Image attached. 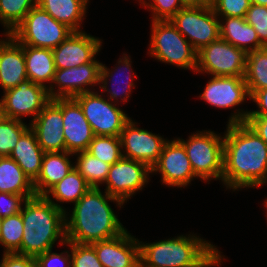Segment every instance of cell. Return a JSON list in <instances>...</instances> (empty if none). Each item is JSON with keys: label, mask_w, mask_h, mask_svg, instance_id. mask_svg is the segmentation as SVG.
<instances>
[{"label": "cell", "mask_w": 267, "mask_h": 267, "mask_svg": "<svg viewBox=\"0 0 267 267\" xmlns=\"http://www.w3.org/2000/svg\"><path fill=\"white\" fill-rule=\"evenodd\" d=\"M222 183L235 191L267 183V144L245 122L227 124Z\"/></svg>", "instance_id": "1"}, {"label": "cell", "mask_w": 267, "mask_h": 267, "mask_svg": "<svg viewBox=\"0 0 267 267\" xmlns=\"http://www.w3.org/2000/svg\"><path fill=\"white\" fill-rule=\"evenodd\" d=\"M104 193L100 187H91L74 204L71 215L65 212L66 241L92 244L117 237L126 230L108 202H114L120 208L124 203L106 191Z\"/></svg>", "instance_id": "2"}, {"label": "cell", "mask_w": 267, "mask_h": 267, "mask_svg": "<svg viewBox=\"0 0 267 267\" xmlns=\"http://www.w3.org/2000/svg\"><path fill=\"white\" fill-rule=\"evenodd\" d=\"M140 267H215L225 258L216 246L196 234L144 243L139 240Z\"/></svg>", "instance_id": "3"}, {"label": "cell", "mask_w": 267, "mask_h": 267, "mask_svg": "<svg viewBox=\"0 0 267 267\" xmlns=\"http://www.w3.org/2000/svg\"><path fill=\"white\" fill-rule=\"evenodd\" d=\"M21 215L23 238L18 254L36 257L52 250L56 241L65 245V211L56 207L45 196L35 195L26 199Z\"/></svg>", "instance_id": "4"}, {"label": "cell", "mask_w": 267, "mask_h": 267, "mask_svg": "<svg viewBox=\"0 0 267 267\" xmlns=\"http://www.w3.org/2000/svg\"><path fill=\"white\" fill-rule=\"evenodd\" d=\"M148 54L185 70L196 71L197 51L170 20L151 21Z\"/></svg>", "instance_id": "5"}, {"label": "cell", "mask_w": 267, "mask_h": 267, "mask_svg": "<svg viewBox=\"0 0 267 267\" xmlns=\"http://www.w3.org/2000/svg\"><path fill=\"white\" fill-rule=\"evenodd\" d=\"M189 139L177 138L185 147L195 176L204 182L221 180L223 176L224 137L210 130L191 134Z\"/></svg>", "instance_id": "6"}, {"label": "cell", "mask_w": 267, "mask_h": 267, "mask_svg": "<svg viewBox=\"0 0 267 267\" xmlns=\"http://www.w3.org/2000/svg\"><path fill=\"white\" fill-rule=\"evenodd\" d=\"M73 32L67 25L58 22L36 5L10 35L20 45L53 50Z\"/></svg>", "instance_id": "7"}, {"label": "cell", "mask_w": 267, "mask_h": 267, "mask_svg": "<svg viewBox=\"0 0 267 267\" xmlns=\"http://www.w3.org/2000/svg\"><path fill=\"white\" fill-rule=\"evenodd\" d=\"M93 90L74 98L80 104L94 135L120 137L125 123L131 117L117 107L116 103L104 98L101 91L98 93L95 89Z\"/></svg>", "instance_id": "8"}, {"label": "cell", "mask_w": 267, "mask_h": 267, "mask_svg": "<svg viewBox=\"0 0 267 267\" xmlns=\"http://www.w3.org/2000/svg\"><path fill=\"white\" fill-rule=\"evenodd\" d=\"M248 53L218 38L197 52L196 73L244 76Z\"/></svg>", "instance_id": "9"}, {"label": "cell", "mask_w": 267, "mask_h": 267, "mask_svg": "<svg viewBox=\"0 0 267 267\" xmlns=\"http://www.w3.org/2000/svg\"><path fill=\"white\" fill-rule=\"evenodd\" d=\"M170 21L197 52L220 38L219 18L211 5L183 7Z\"/></svg>", "instance_id": "10"}, {"label": "cell", "mask_w": 267, "mask_h": 267, "mask_svg": "<svg viewBox=\"0 0 267 267\" xmlns=\"http://www.w3.org/2000/svg\"><path fill=\"white\" fill-rule=\"evenodd\" d=\"M151 168L140 161L122 157L119 161L110 165L105 180V191L112 197L127 202L139 190L149 182Z\"/></svg>", "instance_id": "11"}, {"label": "cell", "mask_w": 267, "mask_h": 267, "mask_svg": "<svg viewBox=\"0 0 267 267\" xmlns=\"http://www.w3.org/2000/svg\"><path fill=\"white\" fill-rule=\"evenodd\" d=\"M101 65L102 63L95 59L76 67L56 69L53 82L48 87L49 97L74 98L79 94L91 92L90 87L100 85Z\"/></svg>", "instance_id": "12"}, {"label": "cell", "mask_w": 267, "mask_h": 267, "mask_svg": "<svg viewBox=\"0 0 267 267\" xmlns=\"http://www.w3.org/2000/svg\"><path fill=\"white\" fill-rule=\"evenodd\" d=\"M1 98L6 118L22 120L25 116H32L31 121L51 100L47 87L33 83L29 79L4 91Z\"/></svg>", "instance_id": "13"}, {"label": "cell", "mask_w": 267, "mask_h": 267, "mask_svg": "<svg viewBox=\"0 0 267 267\" xmlns=\"http://www.w3.org/2000/svg\"><path fill=\"white\" fill-rule=\"evenodd\" d=\"M151 170L152 174L159 172L161 183L169 187L184 188L197 178L186 149L177 138L165 142L159 160Z\"/></svg>", "instance_id": "14"}, {"label": "cell", "mask_w": 267, "mask_h": 267, "mask_svg": "<svg viewBox=\"0 0 267 267\" xmlns=\"http://www.w3.org/2000/svg\"><path fill=\"white\" fill-rule=\"evenodd\" d=\"M137 125L130 118L123 127L120 135L122 156L143 162L152 168L159 160L162 148L168 139Z\"/></svg>", "instance_id": "15"}, {"label": "cell", "mask_w": 267, "mask_h": 267, "mask_svg": "<svg viewBox=\"0 0 267 267\" xmlns=\"http://www.w3.org/2000/svg\"><path fill=\"white\" fill-rule=\"evenodd\" d=\"M29 125L45 153L66 151L62 98L51 99Z\"/></svg>", "instance_id": "16"}, {"label": "cell", "mask_w": 267, "mask_h": 267, "mask_svg": "<svg viewBox=\"0 0 267 267\" xmlns=\"http://www.w3.org/2000/svg\"><path fill=\"white\" fill-rule=\"evenodd\" d=\"M101 47V39L85 31L73 32L52 50L55 68L65 69L93 62Z\"/></svg>", "instance_id": "17"}, {"label": "cell", "mask_w": 267, "mask_h": 267, "mask_svg": "<svg viewBox=\"0 0 267 267\" xmlns=\"http://www.w3.org/2000/svg\"><path fill=\"white\" fill-rule=\"evenodd\" d=\"M103 267H140V245L127 230L117 237L91 244Z\"/></svg>", "instance_id": "18"}, {"label": "cell", "mask_w": 267, "mask_h": 267, "mask_svg": "<svg viewBox=\"0 0 267 267\" xmlns=\"http://www.w3.org/2000/svg\"><path fill=\"white\" fill-rule=\"evenodd\" d=\"M63 134L66 152L87 151L94 132L75 98H62Z\"/></svg>", "instance_id": "19"}, {"label": "cell", "mask_w": 267, "mask_h": 267, "mask_svg": "<svg viewBox=\"0 0 267 267\" xmlns=\"http://www.w3.org/2000/svg\"><path fill=\"white\" fill-rule=\"evenodd\" d=\"M211 78L199 96L211 106L231 109L250 98L244 76H211Z\"/></svg>", "instance_id": "20"}, {"label": "cell", "mask_w": 267, "mask_h": 267, "mask_svg": "<svg viewBox=\"0 0 267 267\" xmlns=\"http://www.w3.org/2000/svg\"><path fill=\"white\" fill-rule=\"evenodd\" d=\"M0 39V86L3 92L27 80L23 47L10 35Z\"/></svg>", "instance_id": "21"}, {"label": "cell", "mask_w": 267, "mask_h": 267, "mask_svg": "<svg viewBox=\"0 0 267 267\" xmlns=\"http://www.w3.org/2000/svg\"><path fill=\"white\" fill-rule=\"evenodd\" d=\"M117 63H118V65H116L115 68H113L112 70H110V68H107L106 65L102 63L101 70H100V85H99L100 90L101 91L103 90V92H101V93L108 92L107 93L108 96L106 94L105 97H108V100H110L111 102L116 103V104L119 103V100H118L119 98H120V103H121V101L126 103L129 99L130 95H131L132 87H135V83H133L135 76H133L134 72L131 71L132 70V68H131L132 61L130 59V56L123 53L122 58H119ZM121 66H123V67H121ZM125 71L128 73V76L125 77V81H124L123 77L127 73L122 78H121V74L123 72L125 73ZM121 80H122V82H121ZM108 83H110L111 88H108L109 87ZM121 83H123L122 86H121ZM116 85H119V86L116 87ZM119 87L121 88L120 90H119Z\"/></svg>", "instance_id": "22"}, {"label": "cell", "mask_w": 267, "mask_h": 267, "mask_svg": "<svg viewBox=\"0 0 267 267\" xmlns=\"http://www.w3.org/2000/svg\"><path fill=\"white\" fill-rule=\"evenodd\" d=\"M69 152H46L43 155L41 171L33 182L36 195L45 196L46 193L60 182L73 168Z\"/></svg>", "instance_id": "23"}, {"label": "cell", "mask_w": 267, "mask_h": 267, "mask_svg": "<svg viewBox=\"0 0 267 267\" xmlns=\"http://www.w3.org/2000/svg\"><path fill=\"white\" fill-rule=\"evenodd\" d=\"M220 38L247 53L265 46L260 42L253 26L240 17H218Z\"/></svg>", "instance_id": "24"}, {"label": "cell", "mask_w": 267, "mask_h": 267, "mask_svg": "<svg viewBox=\"0 0 267 267\" xmlns=\"http://www.w3.org/2000/svg\"><path fill=\"white\" fill-rule=\"evenodd\" d=\"M44 153L37 142L35 133L29 127L21 135L9 157L15 160L23 172L34 182L40 174Z\"/></svg>", "instance_id": "25"}, {"label": "cell", "mask_w": 267, "mask_h": 267, "mask_svg": "<svg viewBox=\"0 0 267 267\" xmlns=\"http://www.w3.org/2000/svg\"><path fill=\"white\" fill-rule=\"evenodd\" d=\"M21 46L24 50L27 78L33 83L50 87L56 70L52 50L28 45Z\"/></svg>", "instance_id": "26"}, {"label": "cell", "mask_w": 267, "mask_h": 267, "mask_svg": "<svg viewBox=\"0 0 267 267\" xmlns=\"http://www.w3.org/2000/svg\"><path fill=\"white\" fill-rule=\"evenodd\" d=\"M89 0H37V5L74 32H82Z\"/></svg>", "instance_id": "27"}, {"label": "cell", "mask_w": 267, "mask_h": 267, "mask_svg": "<svg viewBox=\"0 0 267 267\" xmlns=\"http://www.w3.org/2000/svg\"><path fill=\"white\" fill-rule=\"evenodd\" d=\"M0 192L22 195L25 199L36 195L33 182L9 156L0 157Z\"/></svg>", "instance_id": "28"}, {"label": "cell", "mask_w": 267, "mask_h": 267, "mask_svg": "<svg viewBox=\"0 0 267 267\" xmlns=\"http://www.w3.org/2000/svg\"><path fill=\"white\" fill-rule=\"evenodd\" d=\"M90 188L91 186L84 177L73 168L60 182L46 193L45 197L56 207L66 212V208L60 204L64 202L75 204Z\"/></svg>", "instance_id": "29"}, {"label": "cell", "mask_w": 267, "mask_h": 267, "mask_svg": "<svg viewBox=\"0 0 267 267\" xmlns=\"http://www.w3.org/2000/svg\"><path fill=\"white\" fill-rule=\"evenodd\" d=\"M244 79L249 95L267 88V47L248 53Z\"/></svg>", "instance_id": "30"}, {"label": "cell", "mask_w": 267, "mask_h": 267, "mask_svg": "<svg viewBox=\"0 0 267 267\" xmlns=\"http://www.w3.org/2000/svg\"><path fill=\"white\" fill-rule=\"evenodd\" d=\"M77 159L74 168L84 177L87 183L94 188H99L105 183L110 165L92 156L87 151L74 154Z\"/></svg>", "instance_id": "31"}, {"label": "cell", "mask_w": 267, "mask_h": 267, "mask_svg": "<svg viewBox=\"0 0 267 267\" xmlns=\"http://www.w3.org/2000/svg\"><path fill=\"white\" fill-rule=\"evenodd\" d=\"M36 5L37 0H0V22L6 30L4 35L11 34Z\"/></svg>", "instance_id": "32"}, {"label": "cell", "mask_w": 267, "mask_h": 267, "mask_svg": "<svg viewBox=\"0 0 267 267\" xmlns=\"http://www.w3.org/2000/svg\"><path fill=\"white\" fill-rule=\"evenodd\" d=\"M23 238V219L21 211L15 215L2 218L0 228V245L4 253H17L21 248Z\"/></svg>", "instance_id": "33"}, {"label": "cell", "mask_w": 267, "mask_h": 267, "mask_svg": "<svg viewBox=\"0 0 267 267\" xmlns=\"http://www.w3.org/2000/svg\"><path fill=\"white\" fill-rule=\"evenodd\" d=\"M87 152L109 165H113L123 157L121 140L116 136L95 135Z\"/></svg>", "instance_id": "34"}, {"label": "cell", "mask_w": 267, "mask_h": 267, "mask_svg": "<svg viewBox=\"0 0 267 267\" xmlns=\"http://www.w3.org/2000/svg\"><path fill=\"white\" fill-rule=\"evenodd\" d=\"M29 127L23 120L5 117L0 121V157L10 155L21 135Z\"/></svg>", "instance_id": "35"}, {"label": "cell", "mask_w": 267, "mask_h": 267, "mask_svg": "<svg viewBox=\"0 0 267 267\" xmlns=\"http://www.w3.org/2000/svg\"><path fill=\"white\" fill-rule=\"evenodd\" d=\"M70 248L71 267H103L91 244H79L66 241Z\"/></svg>", "instance_id": "36"}, {"label": "cell", "mask_w": 267, "mask_h": 267, "mask_svg": "<svg viewBox=\"0 0 267 267\" xmlns=\"http://www.w3.org/2000/svg\"><path fill=\"white\" fill-rule=\"evenodd\" d=\"M249 99L253 100L258 110H235L229 117L228 124L245 123L248 116H267V88L254 91Z\"/></svg>", "instance_id": "37"}, {"label": "cell", "mask_w": 267, "mask_h": 267, "mask_svg": "<svg viewBox=\"0 0 267 267\" xmlns=\"http://www.w3.org/2000/svg\"><path fill=\"white\" fill-rule=\"evenodd\" d=\"M250 0H212L211 6L218 17L245 18Z\"/></svg>", "instance_id": "38"}, {"label": "cell", "mask_w": 267, "mask_h": 267, "mask_svg": "<svg viewBox=\"0 0 267 267\" xmlns=\"http://www.w3.org/2000/svg\"><path fill=\"white\" fill-rule=\"evenodd\" d=\"M245 19L257 32L260 42L267 47V6L250 4Z\"/></svg>", "instance_id": "39"}, {"label": "cell", "mask_w": 267, "mask_h": 267, "mask_svg": "<svg viewBox=\"0 0 267 267\" xmlns=\"http://www.w3.org/2000/svg\"><path fill=\"white\" fill-rule=\"evenodd\" d=\"M150 1V2H149ZM143 7L151 10L152 19L156 20H170L179 10L184 6L181 0H149Z\"/></svg>", "instance_id": "40"}, {"label": "cell", "mask_w": 267, "mask_h": 267, "mask_svg": "<svg viewBox=\"0 0 267 267\" xmlns=\"http://www.w3.org/2000/svg\"><path fill=\"white\" fill-rule=\"evenodd\" d=\"M37 267H71L70 250L61 253L46 251L35 257Z\"/></svg>", "instance_id": "41"}, {"label": "cell", "mask_w": 267, "mask_h": 267, "mask_svg": "<svg viewBox=\"0 0 267 267\" xmlns=\"http://www.w3.org/2000/svg\"><path fill=\"white\" fill-rule=\"evenodd\" d=\"M25 200L22 195L0 192V218L19 213Z\"/></svg>", "instance_id": "42"}, {"label": "cell", "mask_w": 267, "mask_h": 267, "mask_svg": "<svg viewBox=\"0 0 267 267\" xmlns=\"http://www.w3.org/2000/svg\"><path fill=\"white\" fill-rule=\"evenodd\" d=\"M0 267H37V265L35 257L18 254L16 252H3Z\"/></svg>", "instance_id": "43"}, {"label": "cell", "mask_w": 267, "mask_h": 267, "mask_svg": "<svg viewBox=\"0 0 267 267\" xmlns=\"http://www.w3.org/2000/svg\"><path fill=\"white\" fill-rule=\"evenodd\" d=\"M246 123L267 144V116H248Z\"/></svg>", "instance_id": "44"}, {"label": "cell", "mask_w": 267, "mask_h": 267, "mask_svg": "<svg viewBox=\"0 0 267 267\" xmlns=\"http://www.w3.org/2000/svg\"><path fill=\"white\" fill-rule=\"evenodd\" d=\"M212 0H181L184 7H204L211 5Z\"/></svg>", "instance_id": "45"}, {"label": "cell", "mask_w": 267, "mask_h": 267, "mask_svg": "<svg viewBox=\"0 0 267 267\" xmlns=\"http://www.w3.org/2000/svg\"><path fill=\"white\" fill-rule=\"evenodd\" d=\"M251 4L267 6V0H250Z\"/></svg>", "instance_id": "46"}, {"label": "cell", "mask_w": 267, "mask_h": 267, "mask_svg": "<svg viewBox=\"0 0 267 267\" xmlns=\"http://www.w3.org/2000/svg\"><path fill=\"white\" fill-rule=\"evenodd\" d=\"M5 118L2 98L0 99V121Z\"/></svg>", "instance_id": "47"}, {"label": "cell", "mask_w": 267, "mask_h": 267, "mask_svg": "<svg viewBox=\"0 0 267 267\" xmlns=\"http://www.w3.org/2000/svg\"><path fill=\"white\" fill-rule=\"evenodd\" d=\"M139 3H141V4H142V7H143V5H144L145 3H147V1H146V0H139Z\"/></svg>", "instance_id": "48"}, {"label": "cell", "mask_w": 267, "mask_h": 267, "mask_svg": "<svg viewBox=\"0 0 267 267\" xmlns=\"http://www.w3.org/2000/svg\"><path fill=\"white\" fill-rule=\"evenodd\" d=\"M264 205H265V207H266V210H267V199L266 200H264V203H263Z\"/></svg>", "instance_id": "49"}, {"label": "cell", "mask_w": 267, "mask_h": 267, "mask_svg": "<svg viewBox=\"0 0 267 267\" xmlns=\"http://www.w3.org/2000/svg\"><path fill=\"white\" fill-rule=\"evenodd\" d=\"M1 225H2V218H0V228H1Z\"/></svg>", "instance_id": "50"}]
</instances>
